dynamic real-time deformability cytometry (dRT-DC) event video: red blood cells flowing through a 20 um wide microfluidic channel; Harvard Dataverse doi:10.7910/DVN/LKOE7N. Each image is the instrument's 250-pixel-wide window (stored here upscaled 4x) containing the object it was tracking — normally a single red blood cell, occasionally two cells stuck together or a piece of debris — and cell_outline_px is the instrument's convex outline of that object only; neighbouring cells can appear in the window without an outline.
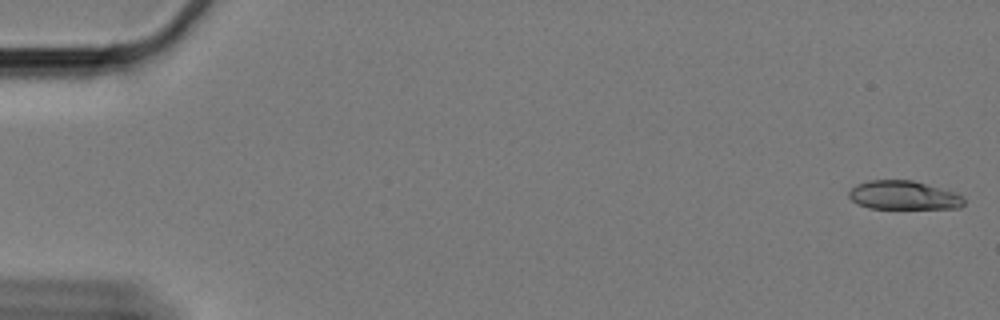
{"species": "Egyptian fruit bat (a non-hibernating species)", "species_latin": "Rousettus aegyptiacus", "temperature_condition": "cold", "stored_images_in_passage": 60, "camera_frame_rate_fps": 3000, "um_per_image_px": 0.085, "animal": {"sex": "female"}, "frame": {"image": 1, "passage_image": 2, "time_ms": 0.333, "image_size_px": [1000, 320], "cell_outline_px": [[964, 204], [960, 208], [868, 208], [856, 204], [848, 196], [848, 192], [856, 184], [868, 180], [912, 180], [952, 192], [960, 196], [964, 200]], "centroid_in_image_um": [76.73, 16.6], "position_along_channel_um": 8.3, "area_um2": 19.07}}
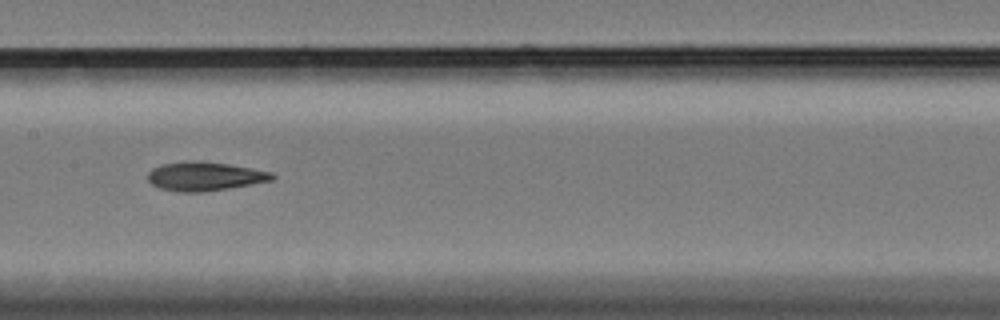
{"frame": {"image": 2, "passage_image": 32, "time_ms": 10.333, "image_size_px": [1000, 320], "cell_outline_px": [[276, 176], [272, 180], [228, 188], [204, 192], [176, 192], [160, 188], [152, 184], [148, 180], [148, 172], [152, 168], [160, 164], [184, 160], [196, 160], [228, 164], [252, 168], [272, 172]], "centroid_in_image_um": [17.36, 14.97], "position_along_channel_um": 190.0, "area_um2": 21.1}}
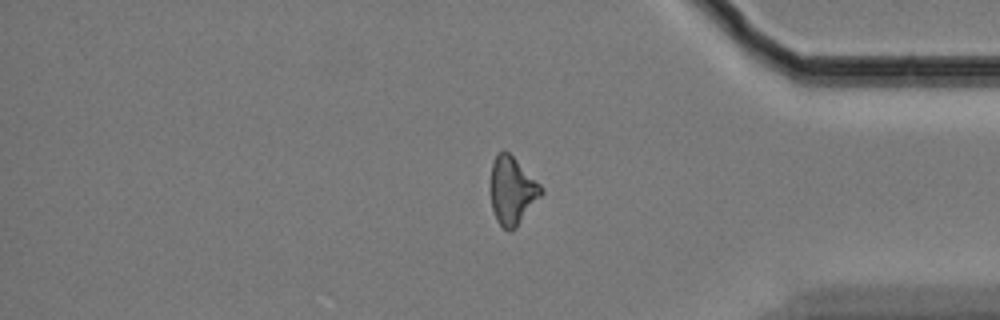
{"frame": {"image": 3, "passage_image": 52, "time_ms": 17.0, "image_size_px": [1000, 320], "cell_outline_px": [[544, 192], [516, 228], [508, 232], [496, 220], [492, 208], [492, 164], [496, 156], [504, 148], [544, 188]], "centroid_in_image_um": [43.56, 16.23], "position_along_channel_um": 391.6, "area_um2": 19.59}}